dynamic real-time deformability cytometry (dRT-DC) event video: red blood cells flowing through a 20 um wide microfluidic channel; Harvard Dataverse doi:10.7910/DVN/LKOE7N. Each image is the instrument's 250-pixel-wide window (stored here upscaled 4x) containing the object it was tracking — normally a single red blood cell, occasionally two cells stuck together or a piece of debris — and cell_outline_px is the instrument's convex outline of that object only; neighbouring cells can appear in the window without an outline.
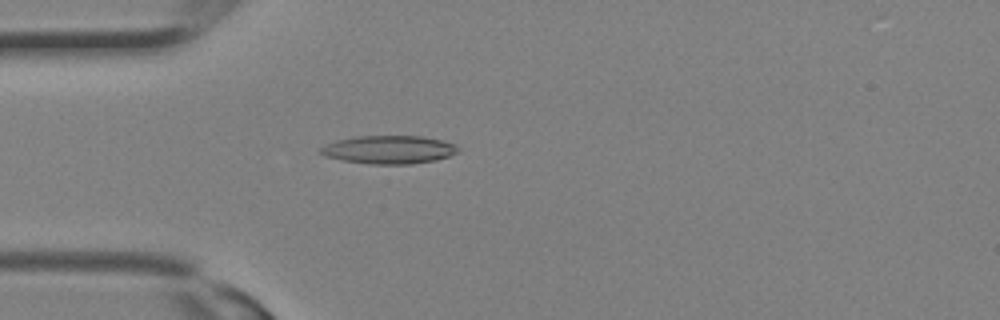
{"species": "Egyptian fruit bat (a non-hibernating species)", "species_latin": "Rousettus aegyptiacus", "temperature_condition": "room temperature", "stored_images_in_passage": 15, "camera_frame_rate_fps": 3000, "um_per_image_px": 0.085, "animal": {"sex": "female"}, "frame": {"image": 1, "passage_image": 9, "time_ms": 2.667, "image_size_px": [1000, 320], "cell_outline_px": [[460, 152], [436, 160], [412, 164], [368, 164], [344, 160], [324, 156], [316, 152], [324, 144], [336, 140], [356, 136], [424, 136], [444, 140], [456, 144], [460, 148]], "centroid_in_image_um": [33.07, 12.71], "position_along_channel_um": 51.9, "area_um2": 23.0}}
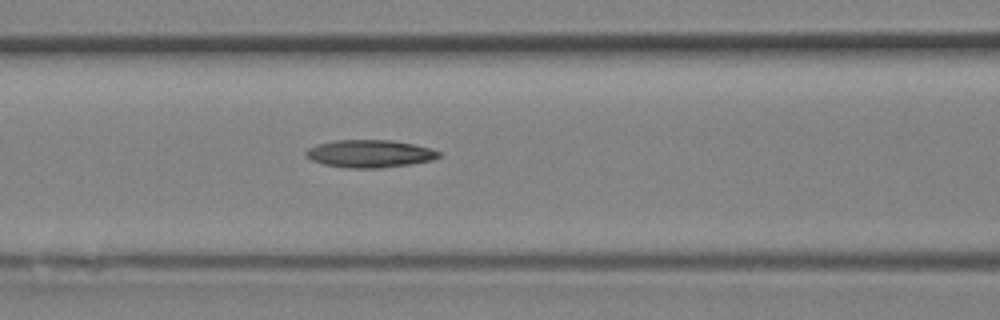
{"frame": {"image": 2, "passage_image": 13, "time_ms": 4.0, "image_size_px": [1000, 320], "cell_outline_px": [[440, 156], [432, 160], [408, 164], [380, 168], [348, 168], [324, 164], [312, 160], [304, 156], [304, 152], [308, 148], [316, 144], [336, 140], [392, 140], [432, 148], [440, 152]], "centroid_in_image_um": [31.4, 13.06], "position_along_channel_um": 135.2, "area_um2": 21.39}}
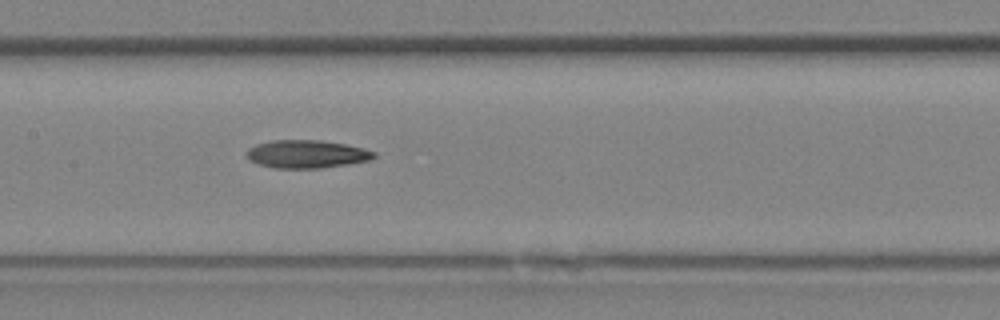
{"frame": {"image": 3, "passage_image": 15, "time_ms": 4.667, "image_size_px": [1000, 320], "cell_outline_px": [[376, 156], [368, 160], [348, 164], [320, 168], [272, 168], [248, 160], [244, 156], [244, 152], [248, 148], [256, 144], [272, 140], [320, 140], [344, 144], [376, 152]], "centroid_in_image_um": [25.98, 13.1], "position_along_channel_um": 181.4, "area_um2": 20.81}}